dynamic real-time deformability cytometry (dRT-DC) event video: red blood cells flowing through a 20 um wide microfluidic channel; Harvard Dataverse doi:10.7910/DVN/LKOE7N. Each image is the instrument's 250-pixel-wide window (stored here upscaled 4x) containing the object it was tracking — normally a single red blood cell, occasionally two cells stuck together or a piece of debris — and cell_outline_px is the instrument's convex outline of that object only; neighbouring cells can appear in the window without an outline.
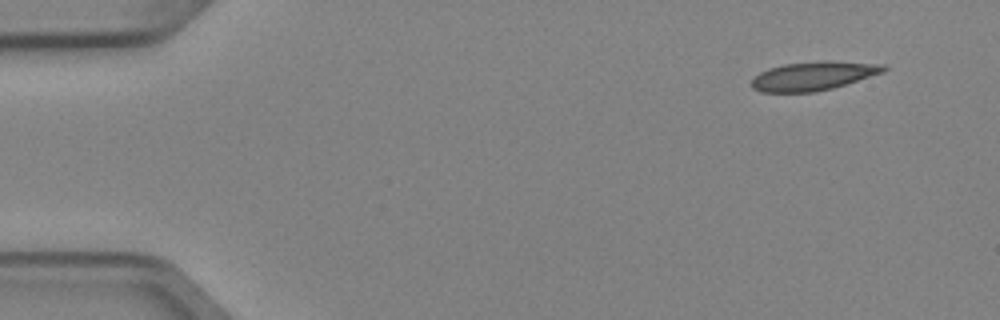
{"species": "Egyptian fruit bat (a non-hibernating species)", "species_latin": "Rousettus aegyptiacus", "temperature_condition": "cold", "stored_images_in_passage": 4, "camera_frame_rate_fps": 3000, "um_per_image_px": 0.085, "animal": {"sex": "female"}, "frame": {"image": 1, "passage_image": 1, "time_ms": 0.0, "image_size_px": [1000, 320], "cell_outline_px": [[888, 68], [884, 72], [832, 88], [816, 92], [760, 92], [752, 88], [752, 80], [760, 72], [768, 68], [784, 64], [828, 60], [884, 64]], "centroid_in_image_um": [69.14, 6.45], "position_along_channel_um": 15.9, "area_um2": 22.14}}
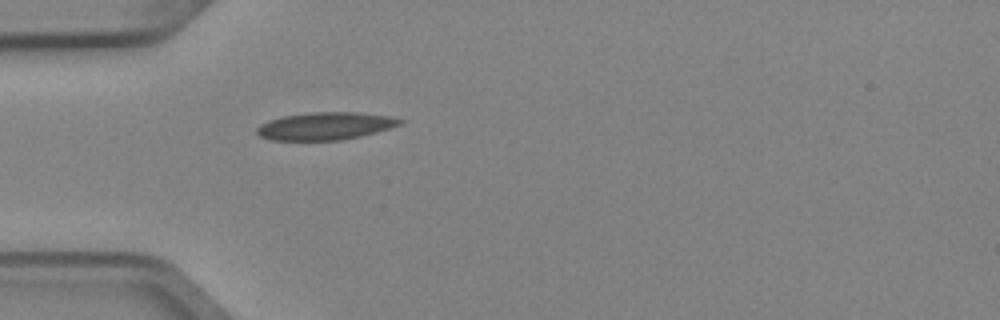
{"frame": {"image": 2, "passage_image": 4, "time_ms": 1.0, "image_size_px": [1000, 320], "cell_outline_px": [[404, 124], [376, 132], [360, 136], [340, 140], [272, 140], [260, 136], [256, 132], [256, 128], [260, 124], [268, 120], [284, 116], [312, 112], [360, 112], [392, 116], [404, 120]], "centroid_in_image_um": [27.69, 10.7], "position_along_channel_um": 57.3, "area_um2": 23.12}}